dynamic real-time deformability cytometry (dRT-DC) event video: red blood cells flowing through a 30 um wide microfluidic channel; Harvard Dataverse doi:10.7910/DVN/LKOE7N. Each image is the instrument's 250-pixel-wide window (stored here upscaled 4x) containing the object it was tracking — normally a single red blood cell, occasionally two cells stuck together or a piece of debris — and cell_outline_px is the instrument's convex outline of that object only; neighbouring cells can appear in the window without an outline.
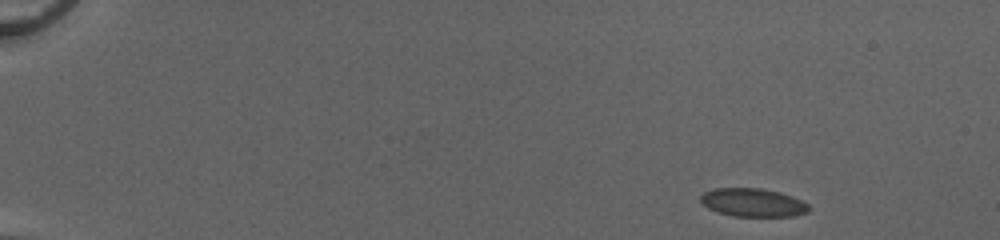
{"species": "common noctule bat (a hibernating species)", "species_latin": "Nyctalus noctula", "temperature_condition": "cold", "stored_images_in_passage": 48, "camera_frame_rate_fps": 3000, "um_per_image_px": 0.085, "animal": {"sex": "female", "body_mass_g": 20.0, "forearm_length_mm": 54.0}, "frame": {"image": 1, "passage_image": 1, "time_ms": 0.0, "image_size_px": [1000, 240], "cell_outline_px": [[808, 212], [792, 216], [732, 216], [716, 212], [708, 208], [700, 200], [700, 196], [704, 192], [712, 188], [760, 188], [780, 192], [792, 196], [808, 204]], "centroid_in_image_um": [63.96, 17.21], "position_along_channel_um": 21.0, "area_um2": 17.86}}
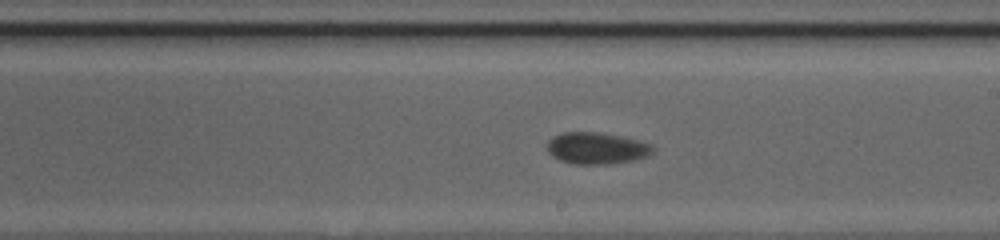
{"frame": {"image": 2, "passage_image": 28, "time_ms": 9.0, "image_size_px": [1000, 240], "cell_outline_px": [[656, 148], [648, 156], [636, 160], [608, 164], [576, 164], [560, 160], [552, 156], [548, 152], [548, 140], [552, 136], [564, 132], [600, 132], [640, 140], [652, 144]], "centroid_in_image_um": [50.75, 12.59], "position_along_channel_um": 238.3, "area_um2": 19.71}}
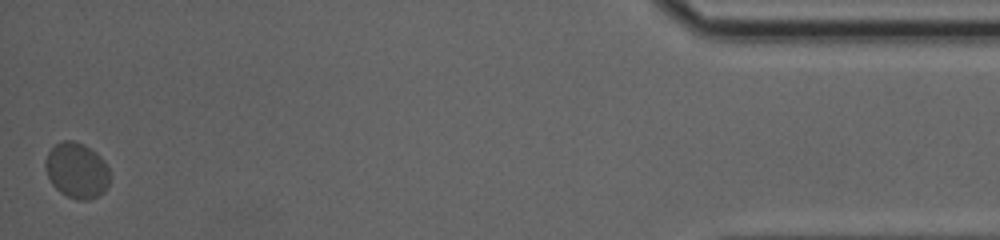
{"frame": {"image": 3, "passage_image": 48, "time_ms": 15.667, "image_size_px": [1000, 240], "cell_outline_px": [[108, 184], [104, 192], [88, 200], [76, 200], [60, 192], [52, 184], [48, 176], [44, 164], [48, 152], [56, 144], [64, 140], [72, 140], [84, 144], [96, 152], [104, 160], [108, 168]], "centroid_in_image_um": [6.52, 14.48], "position_along_channel_um": 428.7, "area_um2": 20.75}, "authors_computed_cell_mechanics": {"area_um2": 19.2763, "velocity_mm_per_s": 3.9876, "shape_relaxation_time_tau1_ms": 1.7869, "shape_relaxation_time_tau2_ms": null, "deformation_change_tau1": 0.0454, "deformation_change_tau2": null}}